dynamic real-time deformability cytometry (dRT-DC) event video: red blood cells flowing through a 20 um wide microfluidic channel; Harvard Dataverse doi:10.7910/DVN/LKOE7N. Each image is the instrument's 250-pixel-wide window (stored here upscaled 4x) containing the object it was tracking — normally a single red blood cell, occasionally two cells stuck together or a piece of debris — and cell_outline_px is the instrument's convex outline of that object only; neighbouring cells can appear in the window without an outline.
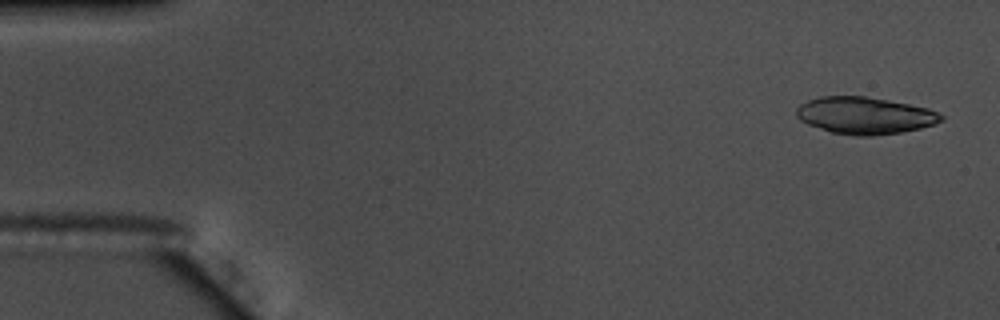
{"species": "common noctule bat (a hibernating species)", "species_latin": "Nyctalus noctula", "temperature_condition": "warm", "stored_images_in_passage": 54, "camera_frame_rate_fps": 3000, "um_per_image_px": 0.085, "animal": {"sex": "male", "body_mass_g": 17.5, "forearm_length_mm": 52.3}, "frame": {"image": 1, "passage_image": 2, "time_ms": 0.333, "image_size_px": [1000, 320], "cell_outline_px": [[944, 120], [936, 124], [920, 128], [900, 132], [872, 136], [856, 136], [832, 132], [808, 124], [800, 120], [796, 116], [796, 108], [800, 104], [808, 100], [820, 96], [864, 96], [888, 100], [928, 108], [944, 116]], "centroid_in_image_um": [73.5, 9.82], "position_along_channel_um": 11.5, "area_um2": 31.15}}
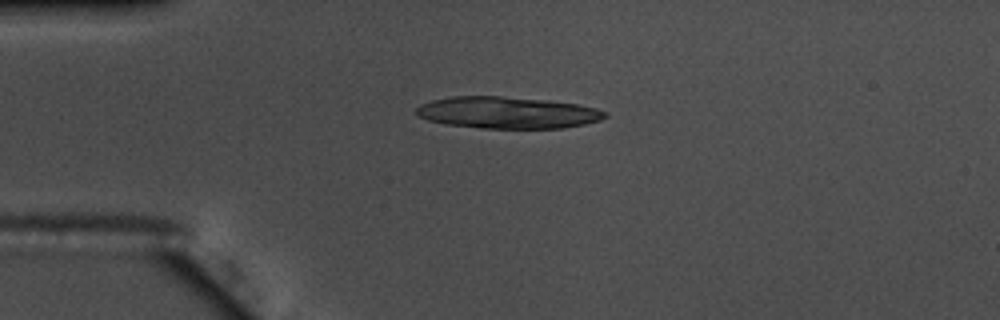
{"frame": {"image": 2, "passage_image": 13, "time_ms": 4.0, "image_size_px": [1000, 320], "cell_outline_px": [[608, 116], [600, 120], [584, 124], [564, 128], [480, 128], [448, 124], [428, 120], [416, 116], [416, 108], [420, 104], [432, 100], [452, 96], [504, 96], [548, 100], [580, 104], [596, 108], [608, 112]], "centroid_in_image_um": [43.15, 9.56], "position_along_channel_um": 41.8, "area_um2": 35.14}}
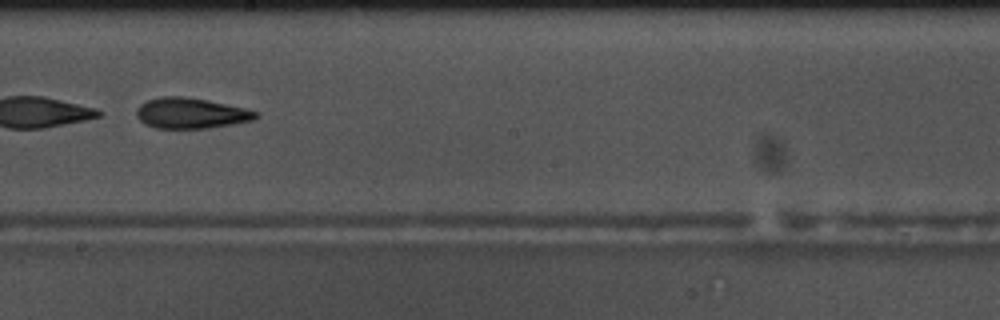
{"frame": {"image": 3, "passage_image": 31, "time_ms": 10.0, "image_size_px": [1000, 320], "cell_outline_px": [[260, 116], [252, 120], [232, 124], [208, 128], [156, 128], [144, 124], [136, 116], [136, 108], [140, 104], [148, 100], [160, 96], [184, 96], [244, 108], [260, 112]], "centroid_in_image_um": [16.2, 9.62], "position_along_channel_um": 232.0, "area_um2": 21.21}}